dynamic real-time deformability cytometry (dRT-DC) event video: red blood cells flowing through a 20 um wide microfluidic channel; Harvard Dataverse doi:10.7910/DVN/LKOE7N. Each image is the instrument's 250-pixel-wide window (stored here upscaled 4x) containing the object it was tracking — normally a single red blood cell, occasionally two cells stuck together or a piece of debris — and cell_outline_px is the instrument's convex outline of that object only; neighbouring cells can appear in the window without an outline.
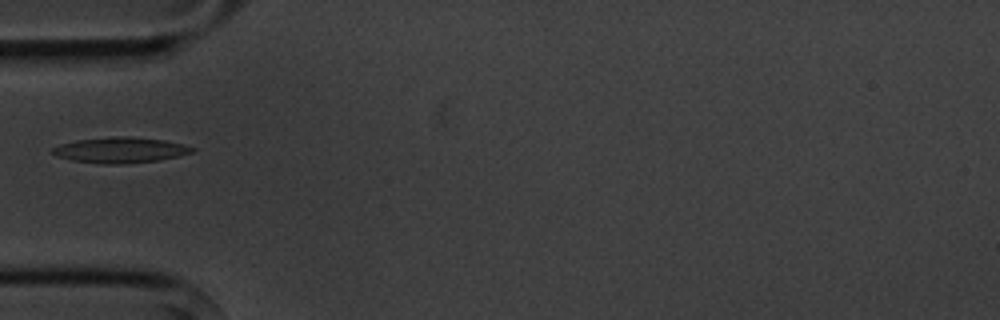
{"species": "common noctule bat (a hibernating species)", "species_latin": "Nyctalus noctula", "temperature_condition": "cold", "stored_images_in_passage": 4, "camera_frame_rate_fps": 3000, "um_per_image_px": 0.085, "animal": {"sex": "male", "body_mass_g": 20.1, "forearm_length_mm": 53.5}, "frame": {"image": 1, "passage_image": 1, "time_ms": 0.0, "image_size_px": [1000, 320], "cell_outline_px": [[196, 148], [192, 152], [160, 160], [128, 164], [100, 164], [72, 160], [56, 156], [52, 152], [52, 148], [60, 144], [76, 140], [112, 136], [132, 136], [164, 140]], "centroid_in_image_um": [10.19, 12.76], "position_along_channel_um": 74.8, "area_um2": 20.92}}
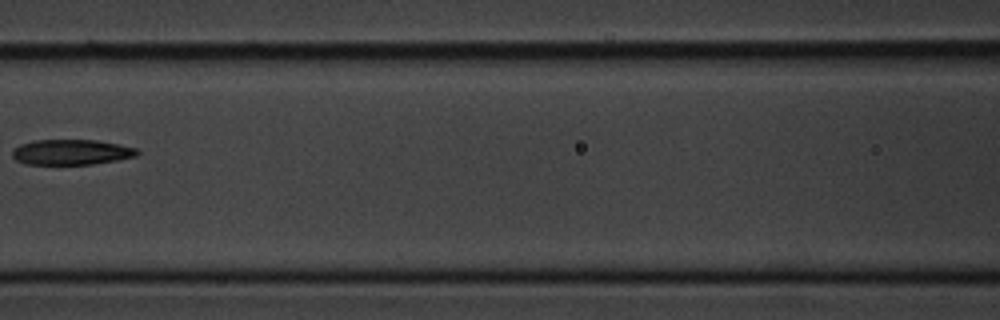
{"frame": {"image": 2, "passage_image": 3, "time_ms": 2.333, "image_size_px": [1000, 320], "cell_outline_px": [[140, 152], [136, 156], [116, 160], [92, 164], [24, 164], [16, 160], [12, 156], [12, 148], [20, 144], [32, 140], [96, 140], [136, 148]], "centroid_in_image_um": [6.01, 12.93], "position_along_channel_um": 160.6, "area_um2": 18.44}}
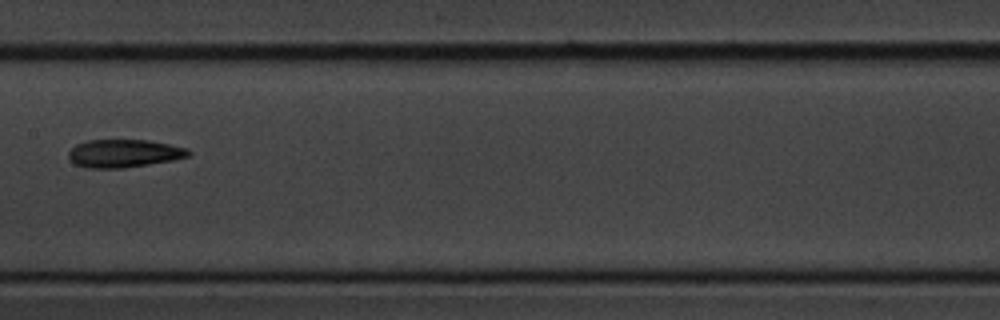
{"frame": {"image": 3, "passage_image": 4, "time_ms": 3.333, "image_size_px": [1000, 320], "cell_outline_px": [[192, 152], [188, 156], [176, 160], [124, 168], [84, 168], [76, 164], [68, 156], [68, 152], [76, 144], [88, 140], [148, 140], [188, 148]], "centroid_in_image_um": [10.56, 13.04], "position_along_channel_um": 196.8, "area_um2": 19.65}}